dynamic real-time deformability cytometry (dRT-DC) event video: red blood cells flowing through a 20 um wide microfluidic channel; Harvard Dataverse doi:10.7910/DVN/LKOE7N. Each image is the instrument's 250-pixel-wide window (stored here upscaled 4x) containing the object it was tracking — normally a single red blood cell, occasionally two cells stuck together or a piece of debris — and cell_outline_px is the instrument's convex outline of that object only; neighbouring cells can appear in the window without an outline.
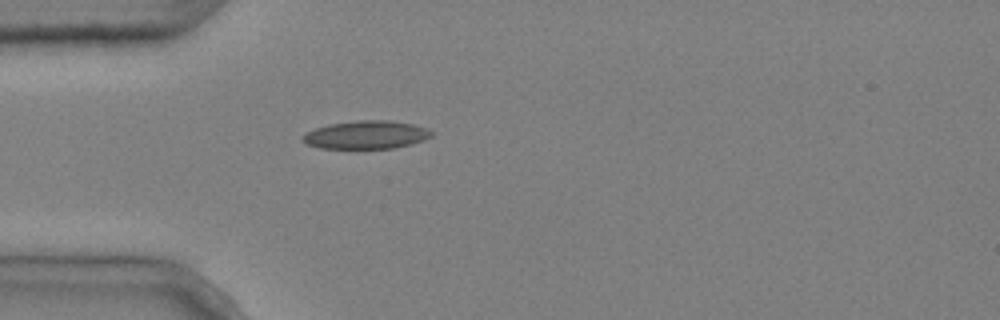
{"species": "common noctule bat (a hibernating species)", "species_latin": "Nyctalus noctula", "temperature_condition": "cold", "stored_images_in_passage": 1, "camera_frame_rate_fps": 3000, "um_per_image_px": 0.085, "animal": {"sex": "male", "body_mass_g": 20.4}, "frame": {"image": 1, "passage_image": 1, "time_ms": 0.0, "image_size_px": [1000, 320], "cell_outline_px": [[436, 132], [432, 136], [424, 140], [412, 144], [392, 148], [320, 148], [308, 144], [300, 140], [300, 136], [316, 128], [328, 124], [356, 120], [388, 120], [412, 124], [428, 128]], "centroid_in_image_um": [31.15, 11.45], "position_along_channel_um": 53.8, "area_um2": 21.27}}